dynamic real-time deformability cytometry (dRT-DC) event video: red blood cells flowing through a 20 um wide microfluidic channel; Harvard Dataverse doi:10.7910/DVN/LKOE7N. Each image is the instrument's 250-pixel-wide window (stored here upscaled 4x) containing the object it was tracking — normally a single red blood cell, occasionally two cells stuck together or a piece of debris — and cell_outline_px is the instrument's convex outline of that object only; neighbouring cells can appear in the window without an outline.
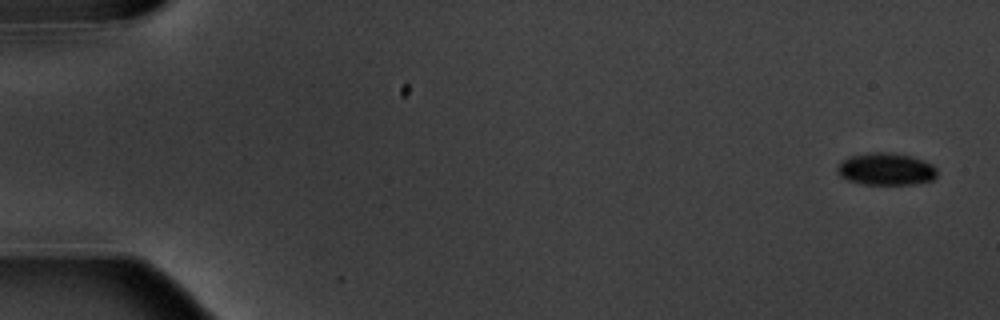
{"species": "common noctule bat (a hibernating species)", "species_latin": "Nyctalus noctula", "temperature_condition": "warm", "stored_images_in_passage": 7, "camera_frame_rate_fps": 3000, "um_per_image_px": 0.085, "animal": {"sex": "male", "body_mass_g": 20.1, "forearm_length_mm": 53.5}, "frame": {"image": 1, "passage_image": 1, "time_ms": 0.0, "image_size_px": [1000, 320], "cell_outline_px": [[936, 176], [932, 180], [916, 184], [864, 184], [848, 180], [840, 176], [836, 168], [844, 160], [852, 156], [872, 152], [888, 152], [912, 156], [924, 160], [932, 164], [936, 168]], "centroid_in_image_um": [75.34, 14.37], "position_along_channel_um": 9.7, "area_um2": 18.61}}
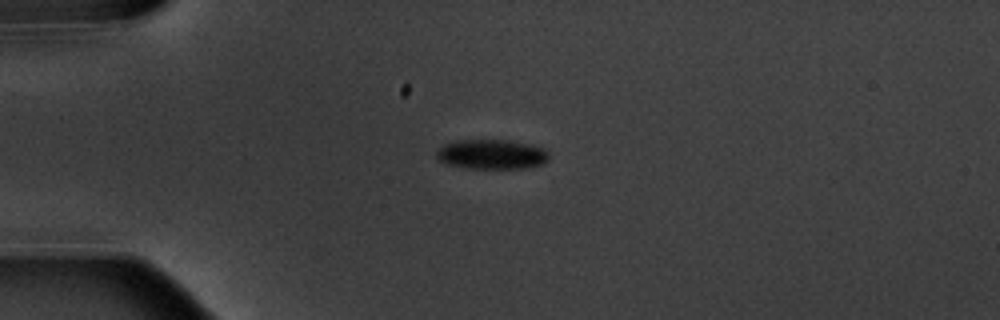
{"frame": {"image": 2, "passage_image": 5, "time_ms": 4.333, "image_size_px": [1000, 320], "cell_outline_px": [[548, 160], [544, 164], [528, 168], [464, 168], [448, 164], [440, 160], [436, 156], [436, 152], [444, 144], [456, 140], [508, 140], [528, 144], [544, 148], [548, 152]], "centroid_in_image_um": [41.81, 13.12], "position_along_channel_um": 43.2, "area_um2": 19.48}}